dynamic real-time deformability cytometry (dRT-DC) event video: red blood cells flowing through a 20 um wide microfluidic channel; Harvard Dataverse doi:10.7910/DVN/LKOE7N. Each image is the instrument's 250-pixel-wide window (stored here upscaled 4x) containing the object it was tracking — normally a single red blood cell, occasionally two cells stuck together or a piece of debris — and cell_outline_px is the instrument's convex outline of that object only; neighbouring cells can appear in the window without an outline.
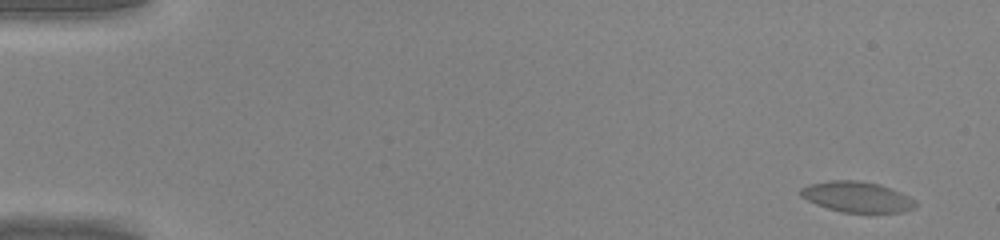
{"species": "common noctule bat (a hibernating species)", "species_latin": "Nyctalus noctula", "temperature_condition": "warm", "stored_images_in_passage": 48, "camera_frame_rate_fps": 3000, "um_per_image_px": 0.085, "animal": {"sex": "male", "body_mass_g": 20.0, "forearm_length_mm": 53.3}, "frame": {"image": 1, "passage_image": 3, "time_ms": 0.667, "image_size_px": [1000, 240], "cell_outline_px": [[916, 204], [912, 208], [904, 212], [844, 212], [828, 208], [816, 204], [800, 196], [800, 188], [812, 184], [832, 180], [852, 180], [880, 184], [900, 192], [908, 196]], "centroid_in_image_um": [72.82, 16.73], "position_along_channel_um": 12.2, "area_um2": 20.06}}
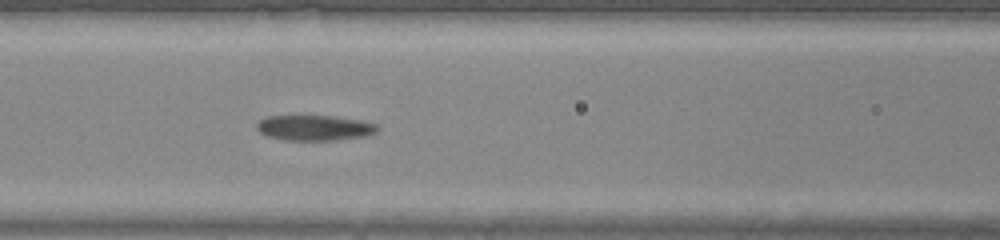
{"frame": {"image": 2, "passage_image": 22, "time_ms": 7.0, "image_size_px": [1000, 240], "cell_outline_px": [[380, 128], [376, 132], [364, 136], [336, 140], [284, 140], [268, 136], [260, 132], [256, 128], [256, 124], [264, 116], [332, 116], [360, 120], [376, 124]], "centroid_in_image_um": [26.72, 10.86], "position_along_channel_um": 139.9, "area_um2": 17.8}}
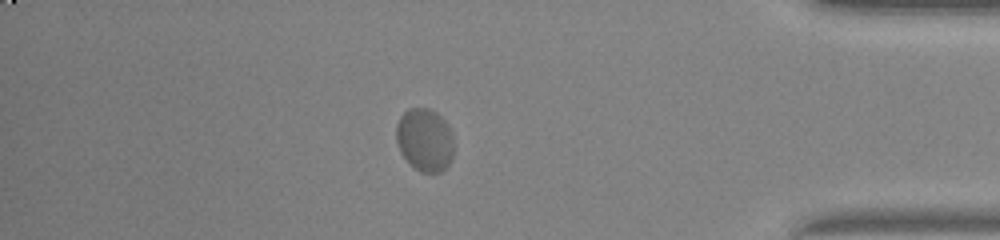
{"frame": {"image": 3, "passage_image": 42, "time_ms": 13.667, "image_size_px": [1000, 240], "cell_outline_px": [[452, 156], [448, 164], [440, 172], [420, 172], [400, 152], [396, 140], [396, 124], [400, 116], [408, 108], [428, 108], [436, 112], [444, 120], [452, 136]], "centroid_in_image_um": [36.07, 11.86], "position_along_channel_um": 399.1, "area_um2": 20.81}}